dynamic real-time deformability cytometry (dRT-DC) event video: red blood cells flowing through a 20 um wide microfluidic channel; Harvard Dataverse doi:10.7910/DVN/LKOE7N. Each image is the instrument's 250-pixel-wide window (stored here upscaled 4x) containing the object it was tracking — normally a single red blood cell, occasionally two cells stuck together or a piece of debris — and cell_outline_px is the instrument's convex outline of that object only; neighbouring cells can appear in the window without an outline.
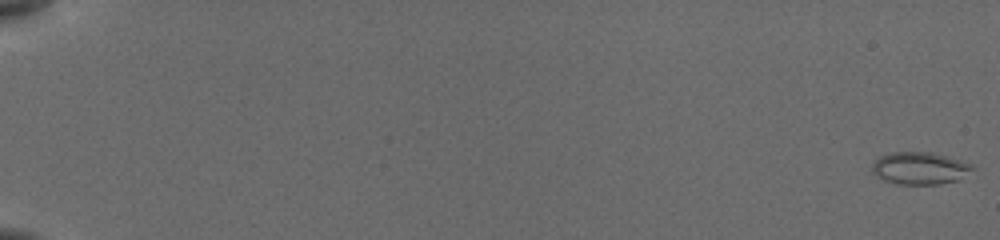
{"species": "common noctule bat (a hibernating species)", "species_latin": "Nyctalus noctula", "temperature_condition": "cold", "stored_images_in_passage": 22, "camera_frame_rate_fps": 3000, "um_per_image_px": 0.085, "animal": {"sex": "female", "body_mass_g": 19.5, "forearm_length_mm": 54.1}, "frame": {"image": 1, "passage_image": 1, "time_ms": 0.0, "image_size_px": [1000, 240], "cell_outline_px": [[972, 168], [956, 180], [940, 184], [896, 184], [884, 180], [872, 172], [872, 160], [880, 156], [892, 152], [928, 152], [960, 160], [972, 164]], "centroid_in_image_um": [78.09, 14.29], "position_along_channel_um": 6.9, "area_um2": 18.55}}